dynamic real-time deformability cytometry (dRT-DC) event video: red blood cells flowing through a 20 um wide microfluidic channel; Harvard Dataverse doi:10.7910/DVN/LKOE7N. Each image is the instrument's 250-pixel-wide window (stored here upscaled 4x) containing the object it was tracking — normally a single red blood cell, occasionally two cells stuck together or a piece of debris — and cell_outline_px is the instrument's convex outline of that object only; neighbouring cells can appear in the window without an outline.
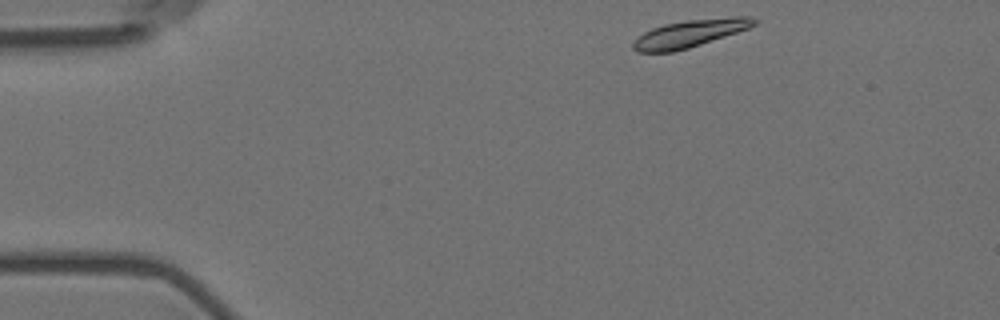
{"species": "Egyptian fruit bat (a non-hibernating species)", "species_latin": "Rousettus aegyptiacus", "temperature_condition": "room temperature", "stored_images_in_passage": 49, "camera_frame_rate_fps": 3000, "um_per_image_px": 0.085, "animal": {"sex": "female"}, "frame": {"image": 1, "passage_image": 1, "time_ms": 0.0, "image_size_px": [1000, 320], "cell_outline_px": [[756, 24], [748, 28], [688, 48], [672, 52], [636, 52], [632, 48], [632, 44], [644, 32], [652, 28], [664, 24], [688, 20], [732, 16], [748, 16], [756, 20]], "centroid_in_image_um": [58.61, 2.84], "position_along_channel_um": 26.4, "area_um2": 19.02}}
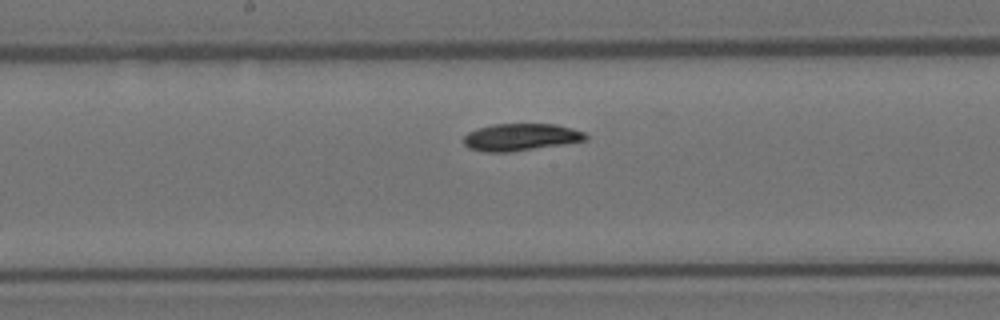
{"frame": {"image": 2, "passage_image": 22, "time_ms": 7.0, "image_size_px": [1000, 320], "cell_outline_px": [[588, 140], [564, 144], [508, 152], [484, 152], [468, 148], [464, 144], [464, 136], [468, 132], [476, 128], [496, 124], [556, 124], [572, 128], [584, 132], [588, 136]], "centroid_in_image_um": [44.26, 11.65], "position_along_channel_um": 203.9, "area_um2": 19.36}}
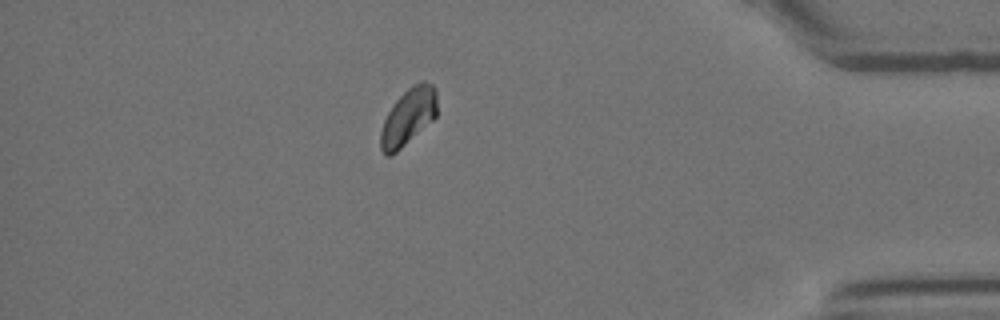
{"frame": {"image": 3, "passage_image": 42, "time_ms": 13.667, "image_size_px": [1000, 320], "cell_outline_px": [[436, 116], [432, 120], [392, 156], [384, 156], [380, 148], [380, 132], [384, 120], [392, 104], [408, 88], [420, 80], [424, 80], [432, 84], [436, 88]], "centroid_in_image_um": [34.68, 9.92], "position_along_channel_um": 400.5, "area_um2": 18.67}, "authors_computed_cell_mechanics": {"area_um2": 19.074, "velocity_mm_per_s": 3.5288, "shape_relaxation_time_tau1_ms": 3.0519, "shape_relaxation_time_tau2_ms": null, "deformation_change_tau1": 0.1099, "deformation_change_tau2": null}}